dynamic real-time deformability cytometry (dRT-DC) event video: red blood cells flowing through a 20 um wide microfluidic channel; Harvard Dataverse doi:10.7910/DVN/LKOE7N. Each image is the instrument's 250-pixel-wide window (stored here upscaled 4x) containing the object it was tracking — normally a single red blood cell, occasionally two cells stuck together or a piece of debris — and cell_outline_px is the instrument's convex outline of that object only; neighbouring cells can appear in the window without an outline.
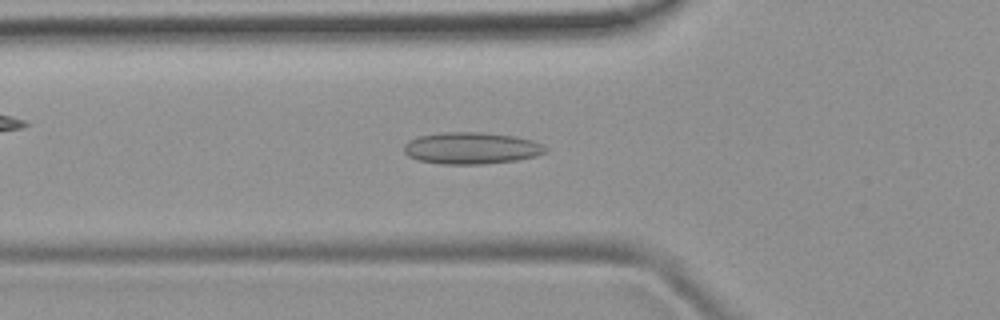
{"species": "common noctule bat (a hibernating species)", "species_latin": "Nyctalus noctula", "temperature_condition": "room temperature", "stored_images_in_passage": 51, "camera_frame_rate_fps": 3000, "um_per_image_px": 0.085, "animal": {"sex": "female", "body_mass_g": 19.9}, "frame": {"image": 1, "passage_image": 16, "time_ms": 5.0, "image_size_px": [1000, 320], "cell_outline_px": [[548, 152], [536, 156], [516, 160], [480, 164], [440, 164], [420, 160], [408, 156], [404, 152], [404, 144], [408, 140], [420, 136], [444, 132], [484, 132], [512, 136], [532, 140], [544, 144], [548, 148]], "centroid_in_image_um": [40.09, 12.59], "position_along_channel_um": 85.7, "area_um2": 26.24}}
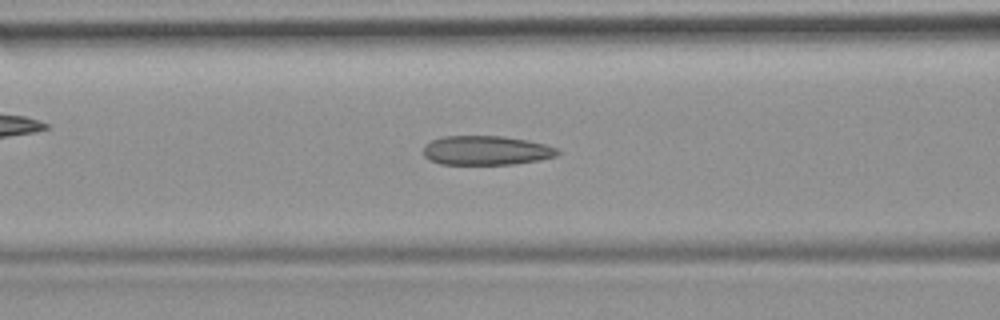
{"frame": {"image": 2, "passage_image": 19, "time_ms": 6.0, "image_size_px": [1000, 320], "cell_outline_px": [[560, 152], [556, 156], [540, 160], [516, 164], [440, 164], [428, 160], [424, 156], [424, 144], [432, 140], [444, 136], [500, 136], [528, 140], [560, 148]], "centroid_in_image_um": [41.34, 12.79], "position_along_channel_um": 125.3, "area_um2": 23.06}}
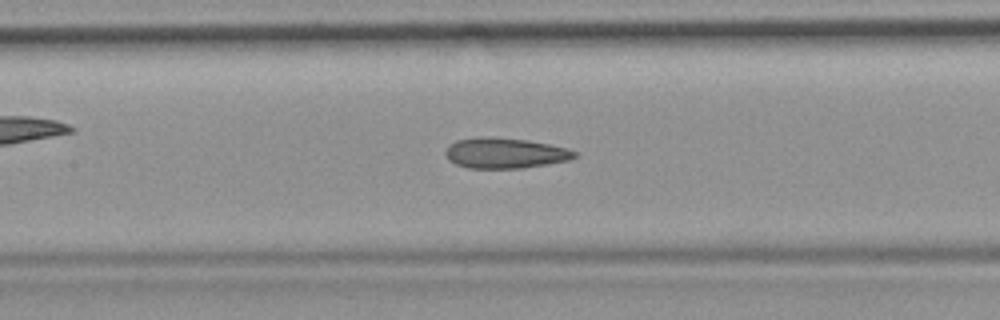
{"frame": {"image": 3, "passage_image": 22, "time_ms": 7.0, "image_size_px": [1000, 320], "cell_outline_px": [[576, 156], [568, 160], [548, 164], [520, 168], [468, 168], [456, 164], [448, 160], [444, 152], [456, 140], [480, 136], [492, 136], [528, 140], [568, 148], [576, 152]], "centroid_in_image_um": [42.91, 13.0], "position_along_channel_um": 164.5, "area_um2": 22.95}, "authors_computed_cell_mechanics": {"area_um2": 23.409, "velocity_mm_per_s": 3.9133, "shape_relaxation_time_tau1_ms": null, "shape_relaxation_time_tau2_ms": 2.8983, "deformation_change_tau1": null, "deformation_change_tau2": 0.1236}}